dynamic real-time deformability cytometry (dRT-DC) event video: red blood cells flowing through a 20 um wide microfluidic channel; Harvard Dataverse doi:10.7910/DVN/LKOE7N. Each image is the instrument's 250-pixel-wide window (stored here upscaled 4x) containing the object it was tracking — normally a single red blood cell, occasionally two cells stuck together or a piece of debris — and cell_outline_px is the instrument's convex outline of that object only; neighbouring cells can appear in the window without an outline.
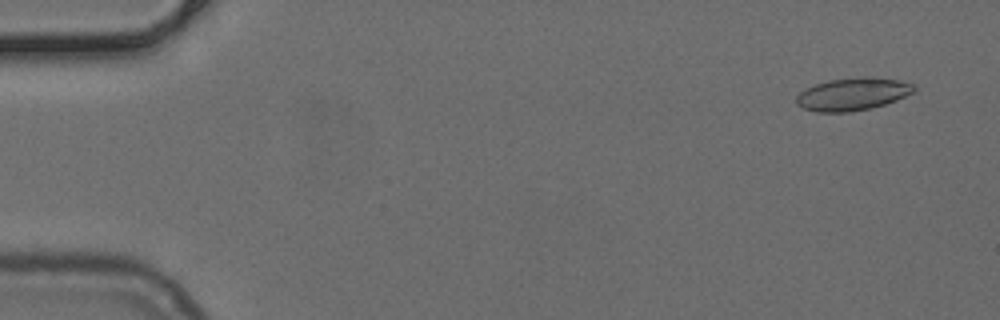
{"species": "common noctule bat (a hibernating species)", "species_latin": "Nyctalus noctula", "temperature_condition": "cold", "stored_images_in_passage": 51, "camera_frame_rate_fps": 3000, "um_per_image_px": 0.085, "animal": {"sex": "female", "body_mass_g": 24.6, "forearm_length_mm": 56.2}, "frame": {"image": 1, "passage_image": 3, "time_ms": 0.667, "image_size_px": [1000, 320], "cell_outline_px": [[916, 88], [912, 92], [896, 100], [872, 108], [848, 112], [816, 112], [804, 108], [796, 104], [796, 96], [800, 92], [816, 84], [828, 80], [864, 76], [872, 76], [896, 80], [912, 84]], "centroid_in_image_um": [72.45, 8.0], "position_along_channel_um": 12.5, "area_um2": 22.2}}
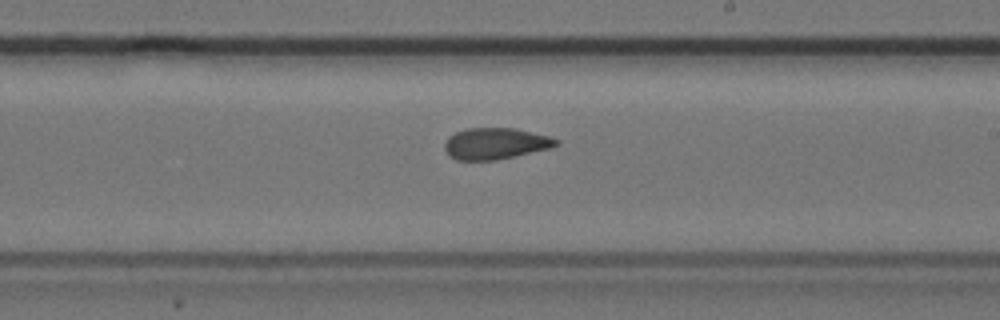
{"frame": {"image": 2, "passage_image": 30, "time_ms": 9.667, "image_size_px": [1000, 320], "cell_outline_px": [[560, 144], [552, 148], [496, 160], [456, 160], [448, 156], [444, 148], [444, 144], [448, 136], [456, 132], [468, 128], [516, 128], [552, 136], [560, 140]], "centroid_in_image_um": [42.15, 12.2], "position_along_channel_um": 246.9, "area_um2": 20.75}}
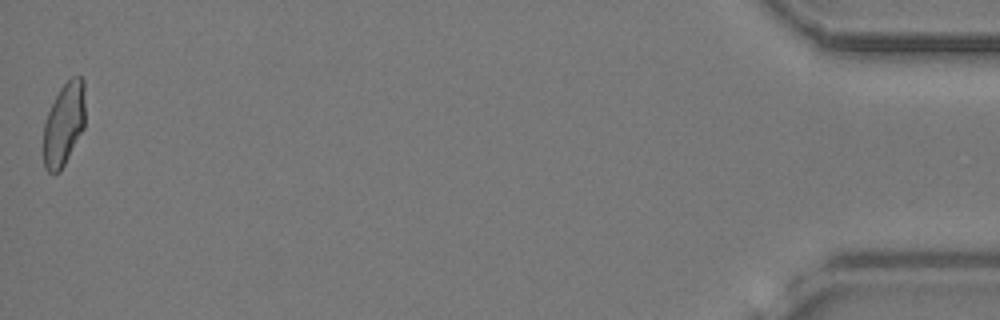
{"frame": {"image": 3, "passage_image": 51, "time_ms": 16.667, "image_size_px": [1000, 320], "cell_outline_px": [[84, 128], [60, 172], [48, 172], [44, 168], [44, 124], [48, 112], [60, 88], [72, 76], [80, 76], [84, 80]], "centroid_in_image_um": [5.44, 10.54], "position_along_channel_um": 429.8, "area_um2": 20.0}}